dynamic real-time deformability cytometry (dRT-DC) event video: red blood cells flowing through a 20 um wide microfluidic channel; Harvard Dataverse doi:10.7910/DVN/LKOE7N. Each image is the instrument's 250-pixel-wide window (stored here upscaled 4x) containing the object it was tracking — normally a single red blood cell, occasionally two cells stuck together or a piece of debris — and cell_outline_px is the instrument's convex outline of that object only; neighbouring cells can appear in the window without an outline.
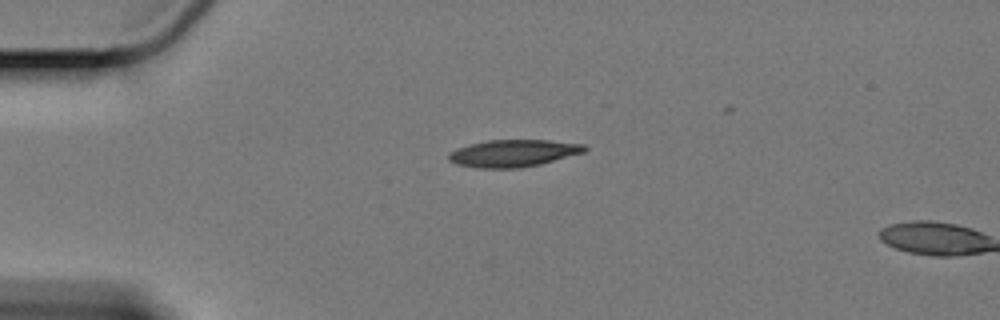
{"species": "Egyptian fruit bat (a non-hibernating species)", "species_latin": "Rousettus aegyptiacus", "temperature_condition": "cold", "stored_images_in_passage": 3, "camera_frame_rate_fps": 3000, "um_per_image_px": 0.085, "animal": {"sex": "female"}, "frame": {"image": 1, "passage_image": 1, "time_ms": 0.0, "image_size_px": [1000, 320], "cell_outline_px": [[588, 148], [584, 152], [540, 164], [520, 168], [476, 168], [456, 164], [448, 160], [448, 156], [456, 148], [468, 144], [488, 140], [548, 140], [584, 144]], "centroid_in_image_um": [43.61, 13.02], "position_along_channel_um": 41.4, "area_um2": 21.5}}